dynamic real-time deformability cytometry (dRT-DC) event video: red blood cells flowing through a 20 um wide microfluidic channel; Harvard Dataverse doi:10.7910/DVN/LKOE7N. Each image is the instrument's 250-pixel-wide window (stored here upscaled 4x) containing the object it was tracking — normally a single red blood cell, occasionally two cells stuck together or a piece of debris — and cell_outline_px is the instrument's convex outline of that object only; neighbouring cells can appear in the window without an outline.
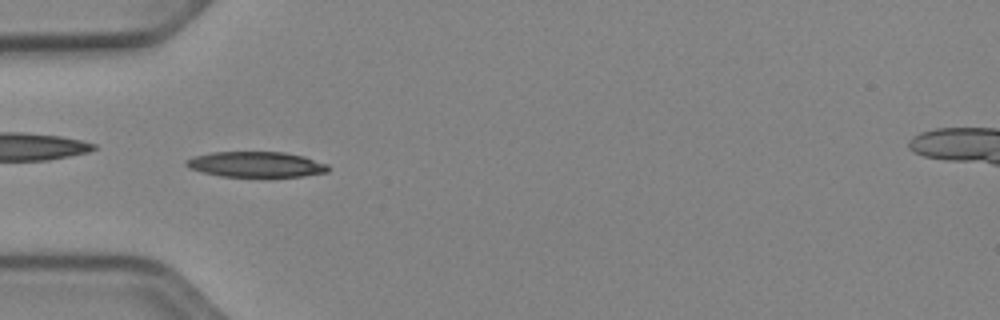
{"species": "Egyptian fruit bat (a non-hibernating species)", "species_latin": "Rousettus aegyptiacus", "temperature_condition": "cold", "stored_images_in_passage": 36, "camera_frame_rate_fps": 3000, "um_per_image_px": 0.085, "animal": {"sex": "female"}, "frame": {"image": 1, "passage_image": 1, "time_ms": 0.0, "image_size_px": [1000, 320], "cell_outline_px": [[328, 172], [300, 176], [220, 176], [188, 168], [184, 164], [184, 160], [196, 156], [212, 152], [284, 152], [304, 156], [328, 164]], "centroid_in_image_um": [21.75, 13.96], "position_along_channel_um": 63.3, "area_um2": 20.92}}
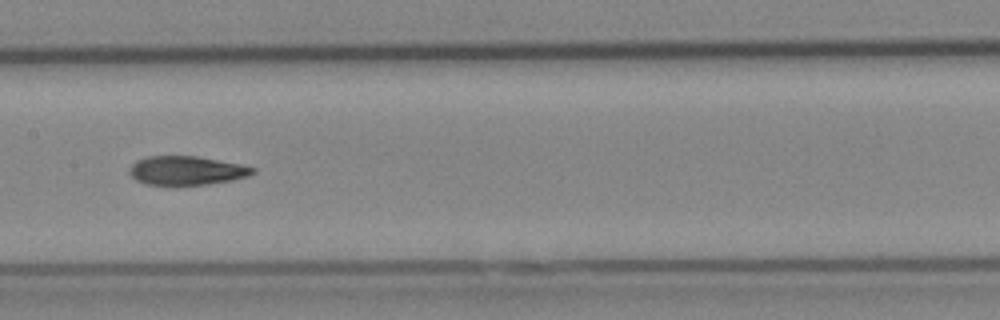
{"frame": {"image": 2, "passage_image": 11, "time_ms": 3.333, "image_size_px": [1000, 320], "cell_outline_px": [[256, 172], [244, 176], [228, 180], [204, 184], [144, 184], [136, 180], [128, 172], [132, 164], [136, 160], [144, 156], [196, 156], [240, 164], [256, 168]], "centroid_in_image_um": [15.79, 14.47], "position_along_channel_um": 191.6, "area_um2": 20.35}}
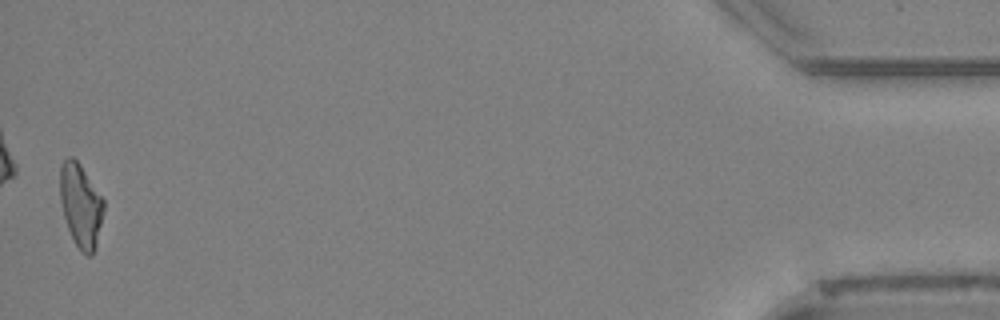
{"frame": {"image": 3, "passage_image": 36, "time_ms": 11.667, "image_size_px": [1000, 320], "cell_outline_px": [[104, 208], [96, 244], [92, 256], [88, 256], [80, 252], [68, 228], [64, 216], [60, 200], [60, 168], [64, 160], [68, 156], [72, 156], [80, 164], [104, 200]], "centroid_in_image_um": [6.85, 17.45], "position_along_channel_um": 428.3, "area_um2": 20.98}, "authors_computed_cell_mechanics": {"area_um2": 21.1548, "velocity_mm_per_s": 3.9217, "shape_relaxation_time_tau1_ms": 8.6034, "shape_relaxation_time_tau2_ms": 3.3405, "deformation_change_tau1": 0.213, "deformation_change_tau2": 0.1167}}